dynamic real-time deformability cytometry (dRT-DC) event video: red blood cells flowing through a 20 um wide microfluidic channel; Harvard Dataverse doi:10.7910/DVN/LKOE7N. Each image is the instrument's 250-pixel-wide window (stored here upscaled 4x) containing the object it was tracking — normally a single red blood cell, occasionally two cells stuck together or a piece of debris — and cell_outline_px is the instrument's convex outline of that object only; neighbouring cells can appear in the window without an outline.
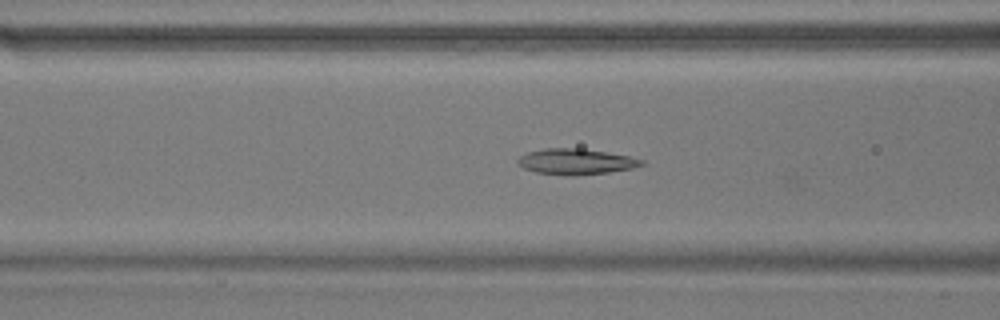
{"species": "common noctule bat (a hibernating species)", "species_latin": "Nyctalus noctula", "temperature_condition": "warm", "stored_images_in_passage": 38, "camera_frame_rate_fps": 3000, "um_per_image_px": 0.085, "animal": {"sex": "male", "body_mass_g": 17.9}, "frame": {"image": 1, "passage_image": 10, "time_ms": 3.0, "image_size_px": [1000, 320], "cell_outline_px": [[644, 164], [632, 168], [608, 172], [572, 176], [564, 176], [536, 172], [524, 168], [516, 164], [516, 160], [520, 156], [528, 152], [544, 148], [580, 148], [628, 156], [644, 160]], "centroid_in_image_um": [48.9, 13.74], "position_along_channel_um": 117.7, "area_um2": 18.55}}
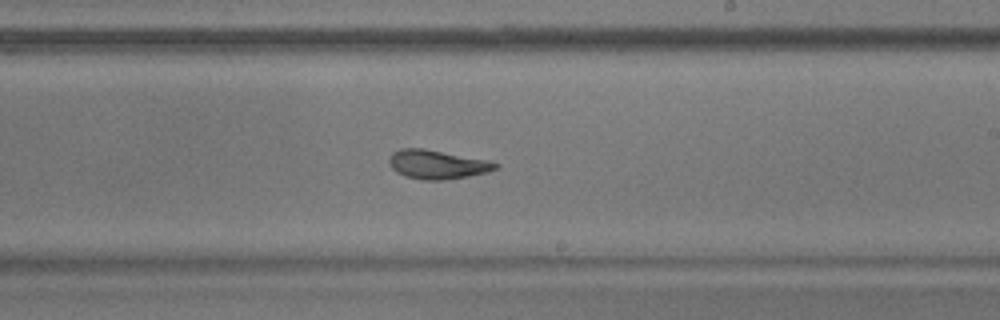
{"frame": {"image": 2, "passage_image": 21, "time_ms": 6.667, "image_size_px": [1000, 320], "cell_outline_px": [[500, 164], [496, 168], [488, 172], [468, 176], [444, 180], [424, 180], [404, 176], [396, 172], [392, 168], [388, 160], [392, 152], [400, 148], [420, 148], [488, 160]], "centroid_in_image_um": [37.13, 13.98], "position_along_channel_um": 251.9, "area_um2": 17.8}}
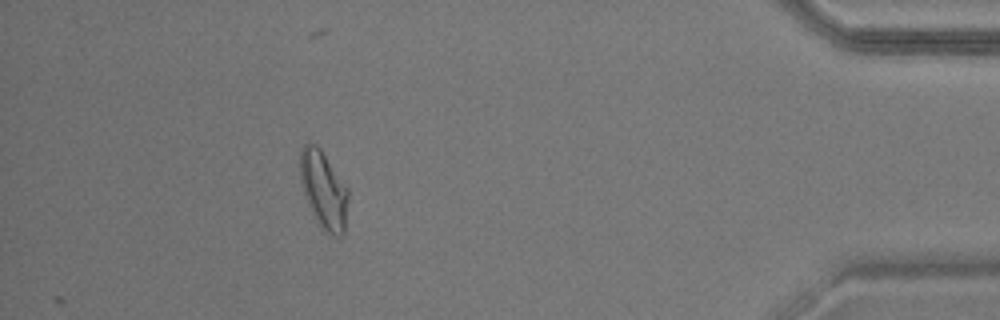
{"frame": {"image": 3, "passage_image": 38, "time_ms": 12.333, "image_size_px": [1000, 320], "cell_outline_px": [[348, 196], [344, 236], [332, 236], [324, 232], [316, 220], [304, 196], [300, 180], [300, 148], [304, 144], [316, 144], [320, 148], [348, 188]], "centroid_in_image_um": [27.5, 16.16], "position_along_channel_um": 407.7, "area_um2": 21.85}, "authors_computed_cell_mechanics": {"area_um2": 17.629, "velocity_mm_per_s": 3.6613, "shape_relaxation_time_tau1_ms": 4.3793, "shape_relaxation_time_tau2_ms": 1.6011, "deformation_change_tau1": 0.1576, "deformation_change_tau2": 0.068}}